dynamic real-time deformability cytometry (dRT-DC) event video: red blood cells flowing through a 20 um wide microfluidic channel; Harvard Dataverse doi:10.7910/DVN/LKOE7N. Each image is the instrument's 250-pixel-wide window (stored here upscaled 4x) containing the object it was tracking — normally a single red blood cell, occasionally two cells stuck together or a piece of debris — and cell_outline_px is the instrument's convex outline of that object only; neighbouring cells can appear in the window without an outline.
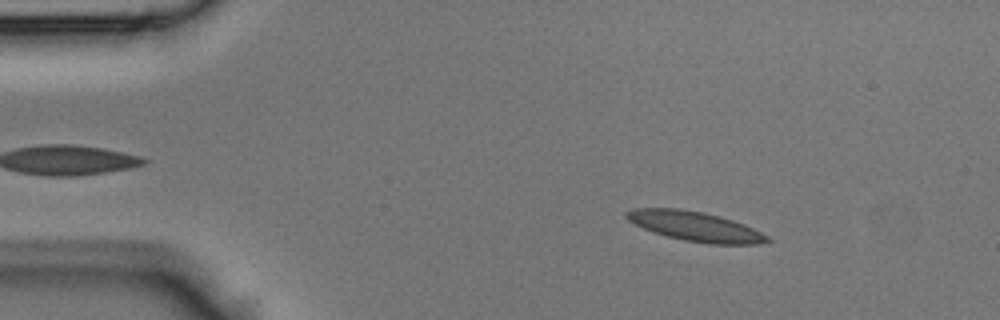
{"species": "Egyptian fruit bat (a non-hibernating species)", "species_latin": "Rousettus aegyptiacus", "temperature_condition": "room temperature", "stored_images_in_passage": 43, "camera_frame_rate_fps": 3000, "um_per_image_px": 0.085, "animal": {"sex": "male"}, "frame": {"image": 1, "passage_image": 6, "time_ms": 1.667, "image_size_px": [1000, 320], "cell_outline_px": [[772, 240], [756, 244], [708, 244], [684, 240], [652, 232], [628, 220], [624, 216], [624, 212], [632, 208], [676, 208], [704, 212], [732, 220], [744, 224], [768, 236]], "centroid_in_image_um": [59.06, 19.23], "position_along_channel_um": 25.9, "area_um2": 24.16}}
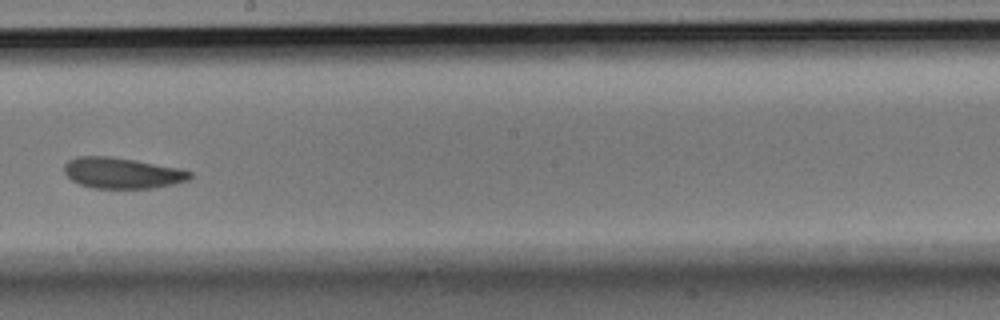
{"frame": {"image": 2, "passage_image": 24, "time_ms": 7.667, "image_size_px": [1000, 320], "cell_outline_px": [[192, 176], [188, 180], [156, 188], [92, 188], [80, 184], [72, 180], [64, 172], [64, 164], [68, 160], [76, 156], [112, 156], [136, 160], [180, 168], [192, 172]], "centroid_in_image_um": [10.38, 14.7], "position_along_channel_um": 237.8, "area_um2": 22.77}}
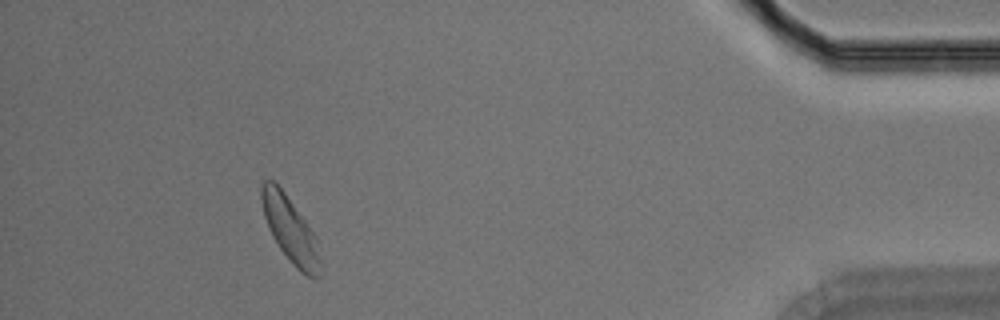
{"frame": {"image": 3, "passage_image": 39, "time_ms": 12.667, "image_size_px": [1000, 320], "cell_outline_px": [[320, 276], [308, 276], [300, 272], [296, 268], [280, 248], [272, 236], [268, 228], [264, 216], [260, 200], [260, 184], [264, 180], [276, 180], [316, 236], [320, 260]], "centroid_in_image_um": [24.63, 19.46], "position_along_channel_um": 410.6, "area_um2": 22.37}}